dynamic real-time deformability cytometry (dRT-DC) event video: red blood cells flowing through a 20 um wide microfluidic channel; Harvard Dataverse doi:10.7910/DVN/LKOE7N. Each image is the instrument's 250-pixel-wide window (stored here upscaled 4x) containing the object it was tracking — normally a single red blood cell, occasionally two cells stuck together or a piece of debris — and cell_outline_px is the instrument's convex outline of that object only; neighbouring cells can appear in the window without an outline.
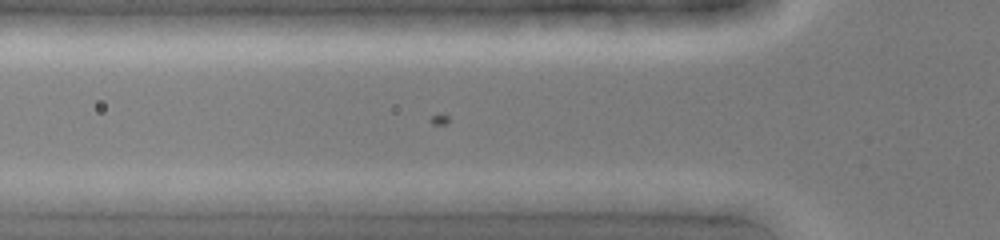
{"species": "common noctule bat (a hibernating species)", "species_latin": "Nyctalus noctula", "temperature_condition": "cold", "stored_images_in_passage": 4, "camera_frame_rate_fps": 3000, "um_per_image_px": 0.085, "animal": {"sex": "female", "body_mass_g": 19.0, "forearm_length_mm": 51.5}, "frame": {"image": 1, "passage_image": 3, "time_ms": 0.667, "image_size_px": [1000, 240], "cell_outline_px": [[584, 200], [568, 212], [356, 200], [492, 192], [576, 192]], "centroid_in_image_um": [42.5, 17.04], "position_along_channel_um": 83.3, "area_um2": 18.9}}